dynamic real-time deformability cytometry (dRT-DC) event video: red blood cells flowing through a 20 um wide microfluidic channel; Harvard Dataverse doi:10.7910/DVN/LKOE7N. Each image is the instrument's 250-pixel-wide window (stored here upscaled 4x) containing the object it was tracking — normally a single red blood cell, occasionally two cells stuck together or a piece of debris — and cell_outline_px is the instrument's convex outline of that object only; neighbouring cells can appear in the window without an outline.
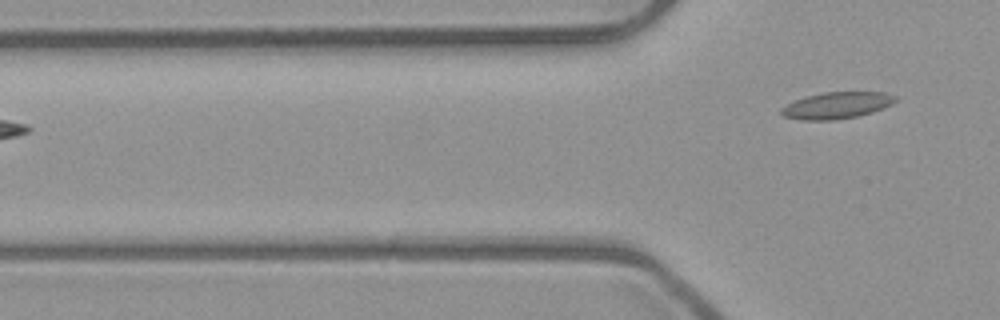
{"species": "common noctule bat (a hibernating species)", "species_latin": "Nyctalus noctula", "temperature_condition": "room temperature", "stored_images_in_passage": 4, "camera_frame_rate_fps": 3000, "um_per_image_px": 0.085, "animal": {"sex": "male", "body_mass_g": 23.1, "forearm_length_mm": 52.7}, "frame": {"image": 1, "passage_image": 4, "time_ms": 1.0, "image_size_px": [1000, 320], "cell_outline_px": [[896, 100], [892, 104], [872, 112], [856, 116], [832, 120], [804, 120], [784, 116], [780, 112], [780, 108], [804, 96], [824, 92], [884, 92], [896, 96]], "centroid_in_image_um": [71.12, 8.95], "position_along_channel_um": 54.7, "area_um2": 17.51}}